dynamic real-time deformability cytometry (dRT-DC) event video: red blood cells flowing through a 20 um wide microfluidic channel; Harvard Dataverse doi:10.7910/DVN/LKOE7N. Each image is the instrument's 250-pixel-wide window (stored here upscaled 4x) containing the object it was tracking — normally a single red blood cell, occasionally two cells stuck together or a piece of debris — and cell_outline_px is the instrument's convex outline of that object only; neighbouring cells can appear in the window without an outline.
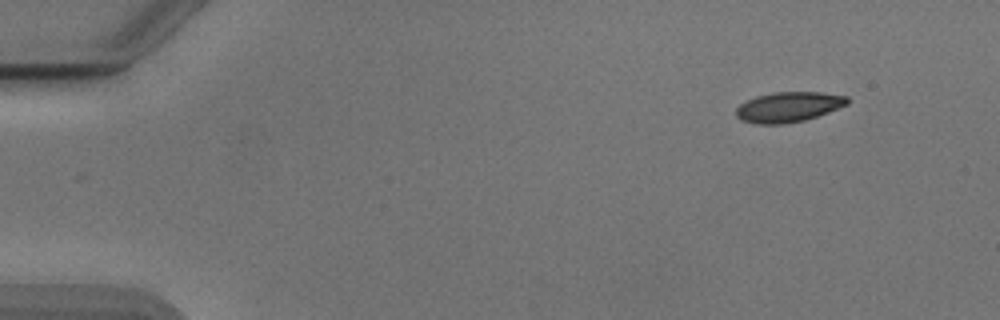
{"species": "Egyptian fruit bat (a non-hibernating species)", "species_latin": "Rousettus aegyptiacus", "temperature_condition": "cold", "stored_images_in_passage": 49, "camera_frame_rate_fps": 3000, "um_per_image_px": 0.085, "animal": {"sex": "male"}, "frame": {"image": 1, "passage_image": 1, "time_ms": 0.0, "image_size_px": [1000, 320], "cell_outline_px": [[848, 104], [828, 112], [804, 120], [780, 124], [756, 124], [740, 120], [736, 116], [736, 108], [740, 104], [756, 96], [772, 92], [820, 92], [848, 96]], "centroid_in_image_um": [67.0, 9.09], "position_along_channel_um": 18.0, "area_um2": 19.48}}
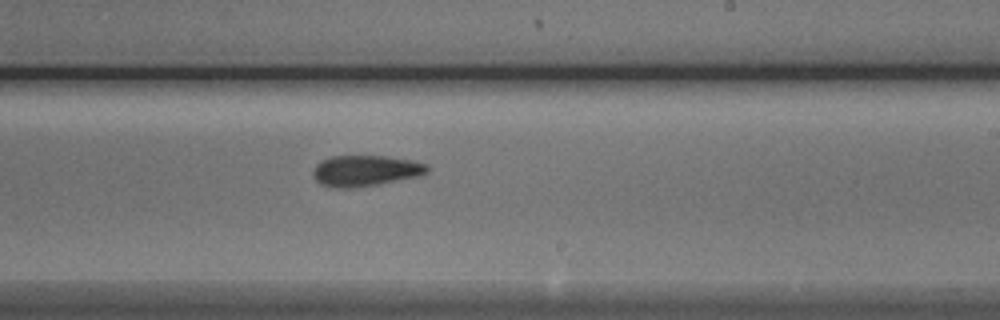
{"frame": {"image": 2, "passage_image": 28, "time_ms": 9.0, "image_size_px": [1000, 320], "cell_outline_px": [[428, 172], [420, 176], [376, 184], [348, 188], [336, 188], [320, 184], [316, 180], [312, 172], [316, 164], [320, 160], [328, 156], [384, 156], [412, 160], [428, 164]], "centroid_in_image_um": [31.04, 14.5], "position_along_channel_um": 258.0, "area_um2": 20.58}}
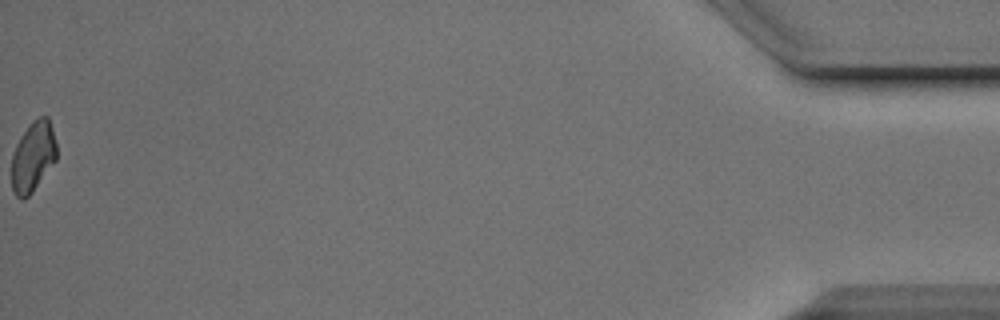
{"frame": {"image": 3, "passage_image": 49, "time_ms": 16.0, "image_size_px": [1000, 320], "cell_outline_px": [[56, 160], [32, 192], [24, 200], [20, 200], [16, 196], [12, 188], [12, 156], [16, 144], [20, 136], [32, 120], [40, 116], [48, 116], [52, 128], [56, 144]], "centroid_in_image_um": [2.8, 13.31], "position_along_channel_um": 432.4, "area_um2": 18.44}, "authors_computed_cell_mechanics": {"area_um2": 20.0566, "velocity_mm_per_s": 3.8824, "shape_relaxation_time_tau1_ms": 5.147, "shape_relaxation_time_tau2_ms": 6.2366, "deformation_change_tau1": 0.1519, "deformation_change_tau2": 0.1228}}